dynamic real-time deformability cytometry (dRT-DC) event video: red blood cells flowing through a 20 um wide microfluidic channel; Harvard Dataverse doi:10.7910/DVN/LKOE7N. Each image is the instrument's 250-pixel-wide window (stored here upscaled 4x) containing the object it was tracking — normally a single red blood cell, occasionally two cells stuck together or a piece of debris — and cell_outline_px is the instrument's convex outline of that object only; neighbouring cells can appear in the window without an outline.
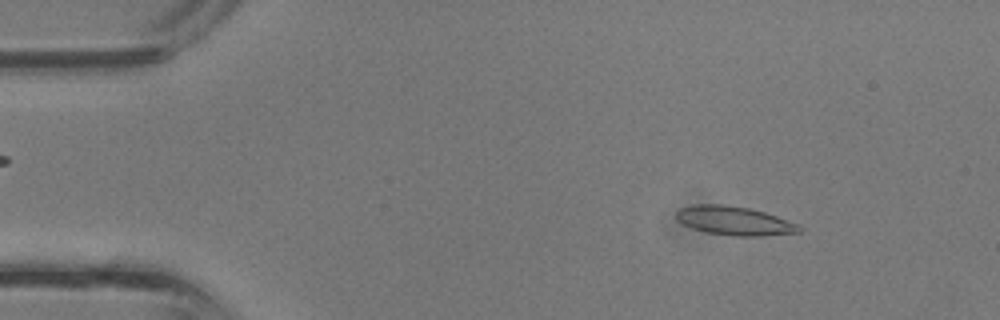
{"species": "common noctule bat (a hibernating species)", "species_latin": "Nyctalus noctula", "temperature_condition": "room temperature", "stored_images_in_passage": 36, "camera_frame_rate_fps": 3000, "um_per_image_px": 0.085, "animal": {"sex": "male", "body_mass_g": 13.3}, "frame": {"image": 1, "passage_image": 4, "time_ms": 1.0, "image_size_px": [1000, 320], "cell_outline_px": [[804, 228], [800, 232], [760, 236], [736, 236], [708, 232], [692, 228], [676, 220], [676, 212], [680, 208], [692, 204], [720, 204], [748, 208], [764, 212], [800, 224]], "centroid_in_image_um": [62.43, 18.76], "position_along_channel_um": 22.6, "area_um2": 20.63}}
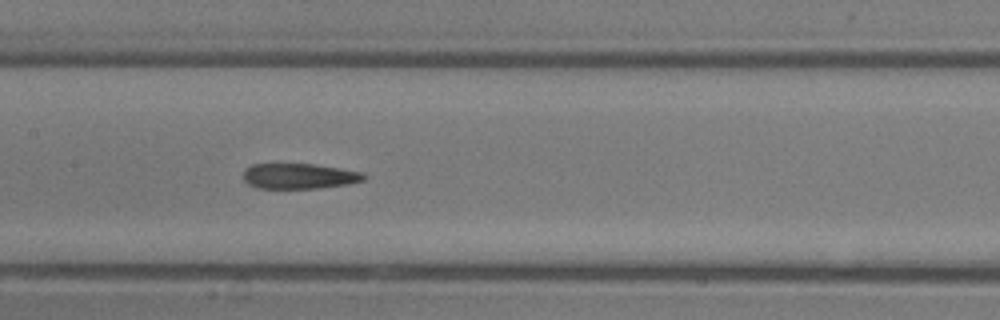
{"frame": {"image": 2, "passage_image": 17, "time_ms": 5.333, "image_size_px": [1000, 320], "cell_outline_px": [[368, 176], [364, 180], [348, 184], [316, 188], [256, 188], [248, 184], [244, 180], [244, 168], [252, 164], [312, 164], [340, 168], [360, 172]], "centroid_in_image_um": [25.41, 14.97], "position_along_channel_um": 182.0, "area_um2": 17.8}}
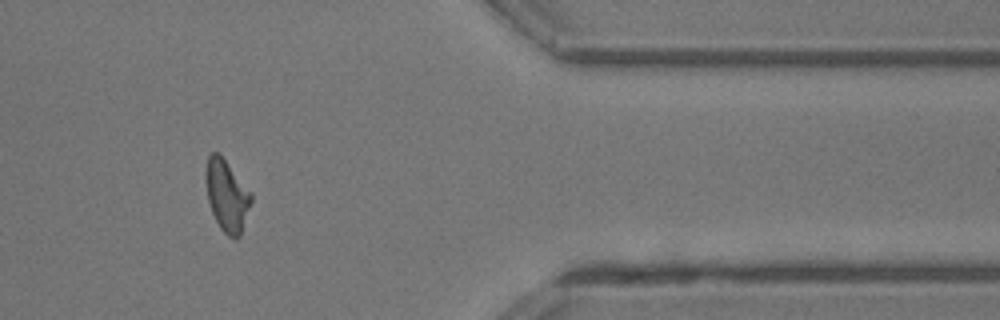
{"frame": {"image": 3, "passage_image": 30, "time_ms": 9.667, "image_size_px": [1000, 320], "cell_outline_px": [[252, 200], [240, 236], [236, 240], [228, 236], [220, 228], [212, 212], [208, 200], [204, 176], [204, 172], [208, 156], [212, 152], [216, 152], [224, 160], [252, 192]], "centroid_in_image_um": [19.27, 16.64], "position_along_channel_um": 392.1, "area_um2": 18.84}}